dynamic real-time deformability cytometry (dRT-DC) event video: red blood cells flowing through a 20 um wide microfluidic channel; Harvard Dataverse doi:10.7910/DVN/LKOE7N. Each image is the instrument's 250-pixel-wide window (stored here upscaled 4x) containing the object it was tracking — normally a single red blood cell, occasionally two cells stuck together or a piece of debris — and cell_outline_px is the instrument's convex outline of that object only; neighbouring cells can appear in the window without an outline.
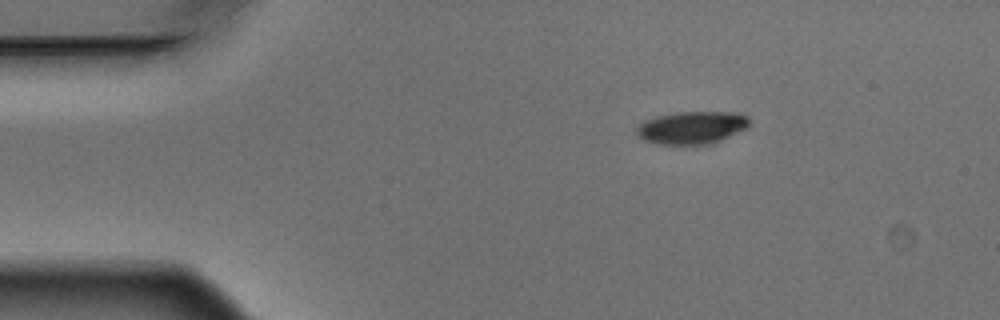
{"species": "Egyptian fruit bat (a non-hibernating species)", "species_latin": "Rousettus aegyptiacus", "temperature_condition": "warm", "stored_images_in_passage": 3, "camera_frame_rate_fps": 3000, "um_per_image_px": 0.085, "animal": {"sex": "male"}, "frame": {"image": 1, "passage_image": 1, "time_ms": 0.0, "image_size_px": [1000, 320], "cell_outline_px": [[748, 128], [712, 144], [660, 144], [644, 140], [636, 132], [636, 128], [644, 120], [656, 116], [676, 112], [740, 112], [748, 116]], "centroid_in_image_um": [58.83, 10.83], "position_along_channel_um": 26.2, "area_um2": 21.5}}
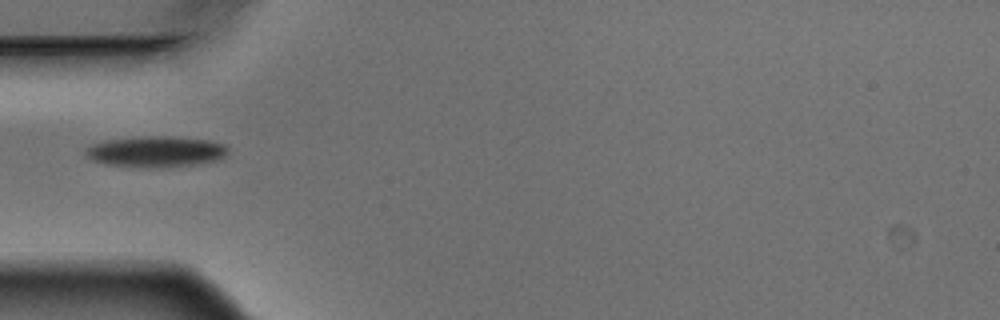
{"frame": {"image": 2, "passage_image": 3, "time_ms": 0.667, "image_size_px": [1000, 320], "cell_outline_px": [[228, 152], [220, 160], [196, 164], [156, 168], [108, 164], [92, 160], [84, 152], [92, 144], [108, 140], [132, 136], [172, 136], [208, 140], [224, 144], [228, 148]], "centroid_in_image_um": [13.29, 12.87], "position_along_channel_um": 71.7, "area_um2": 25.66}}